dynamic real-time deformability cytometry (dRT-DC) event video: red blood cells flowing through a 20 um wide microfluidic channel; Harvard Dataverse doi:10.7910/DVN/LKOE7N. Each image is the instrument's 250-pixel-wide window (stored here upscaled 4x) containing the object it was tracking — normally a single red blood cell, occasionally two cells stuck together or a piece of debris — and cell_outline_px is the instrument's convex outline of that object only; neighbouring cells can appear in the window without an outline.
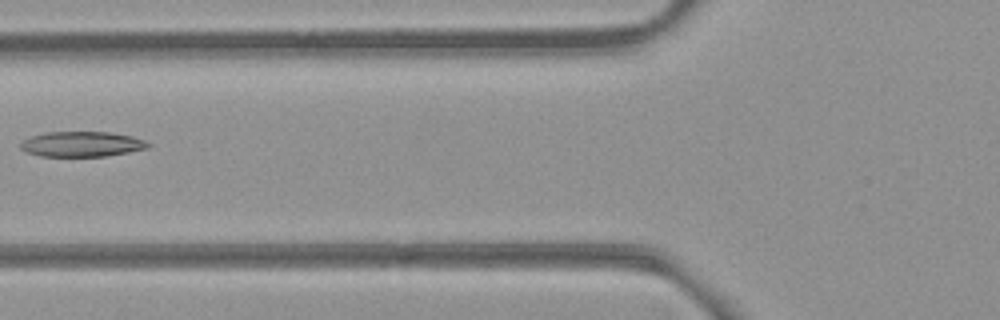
{"species": "common noctule bat (a hibernating species)", "species_latin": "Nyctalus noctula", "temperature_condition": "room temperature", "stored_images_in_passage": 7, "camera_frame_rate_fps": 3000, "um_per_image_px": 0.085, "animal": {"sex": "female", "body_mass_g": 21.9}, "frame": {"image": 1, "passage_image": 7, "time_ms": 2.0, "image_size_px": [1000, 320], "cell_outline_px": [[152, 144], [148, 148], [128, 152], [104, 156], [40, 156], [28, 152], [20, 148], [20, 144], [24, 140], [32, 136], [44, 132], [108, 132], [132, 136], [144, 140]], "centroid_in_image_um": [6.97, 12.24], "position_along_channel_um": 118.8, "area_um2": 18.61}}